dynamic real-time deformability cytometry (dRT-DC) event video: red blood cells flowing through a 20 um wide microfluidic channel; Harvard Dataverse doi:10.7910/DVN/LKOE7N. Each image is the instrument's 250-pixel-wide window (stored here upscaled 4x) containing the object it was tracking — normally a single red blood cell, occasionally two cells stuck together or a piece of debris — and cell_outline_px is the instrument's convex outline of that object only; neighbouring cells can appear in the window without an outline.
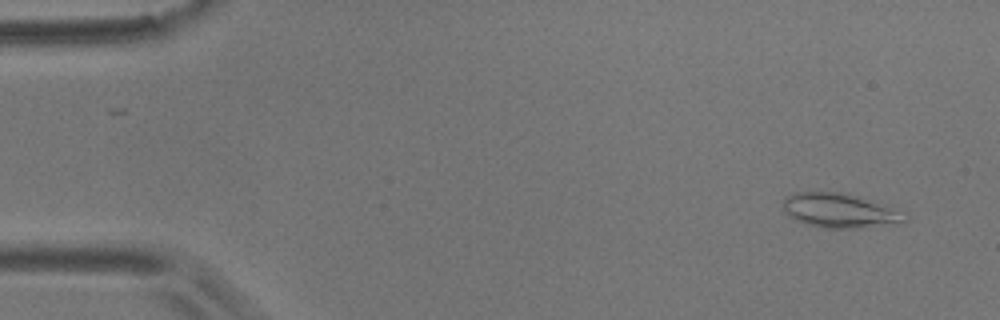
{"species": "common noctule bat (a hibernating species)", "species_latin": "Nyctalus noctula", "temperature_condition": "room temperature", "stored_images_in_passage": 4, "camera_frame_rate_fps": 3000, "um_per_image_px": 0.085, "animal": {"sex": "male", "body_mass_g": 17.9}, "frame": {"image": 1, "passage_image": 2, "time_ms": 0.333, "image_size_px": [1000, 320], "cell_outline_px": [[908, 220], [904, 224], [860, 228], [824, 228], [808, 224], [796, 220], [788, 216], [784, 212], [784, 196], [796, 192], [848, 192], [884, 204], [908, 216]], "centroid_in_image_um": [71.42, 17.9], "position_along_channel_um": 13.6, "area_um2": 24.85}}